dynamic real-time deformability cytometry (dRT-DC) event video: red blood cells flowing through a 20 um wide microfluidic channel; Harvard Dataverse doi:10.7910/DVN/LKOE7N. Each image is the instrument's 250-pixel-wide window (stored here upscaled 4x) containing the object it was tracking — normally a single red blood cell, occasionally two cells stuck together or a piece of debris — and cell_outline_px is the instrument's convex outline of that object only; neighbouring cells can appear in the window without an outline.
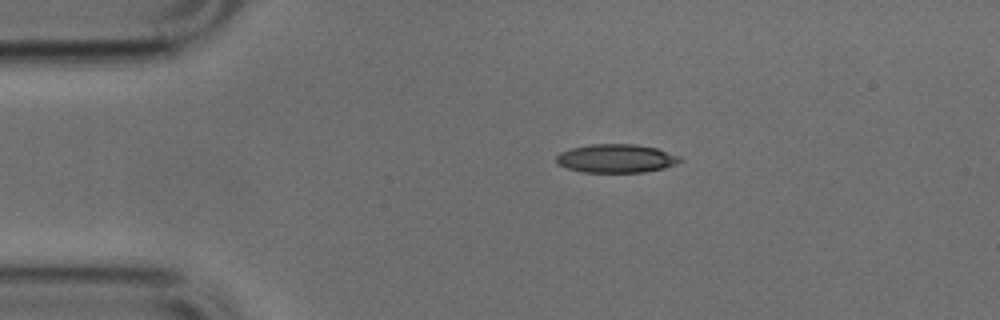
{"species": "common noctule bat (a hibernating species)", "species_latin": "Nyctalus noctula", "temperature_condition": "cold", "stored_images_in_passage": 44, "camera_frame_rate_fps": 3000, "um_per_image_px": 0.085, "animal": {"sex": "male", "body_mass_g": 17.9, "forearm_length_mm": 54.2}, "frame": {"image": 1, "passage_image": 10, "time_ms": 3.0, "image_size_px": [1000, 320], "cell_outline_px": [[684, 160], [676, 164], [664, 168], [644, 172], [584, 172], [568, 168], [556, 164], [556, 156], [560, 152], [572, 148], [592, 144], [636, 144], [656, 148], [680, 156]], "centroid_in_image_um": [52.39, 13.47], "position_along_channel_um": 32.6, "area_um2": 20.58}}
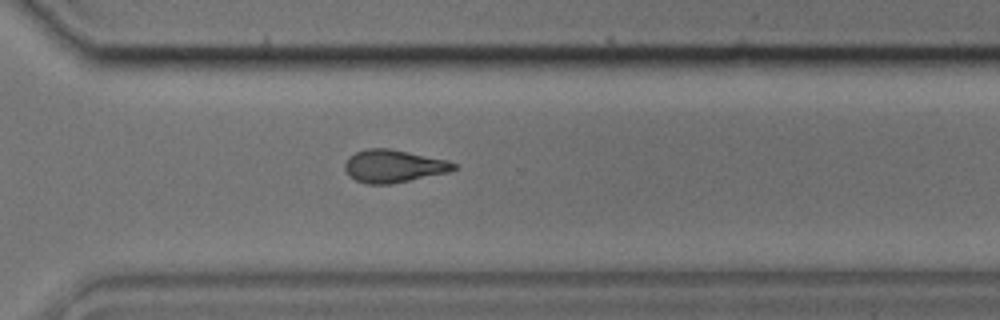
{"frame": {"image": 2, "passage_image": 36, "time_ms": 11.667, "image_size_px": [1000, 320], "cell_outline_px": [[460, 168], [448, 172], [392, 184], [368, 184], [356, 180], [348, 176], [344, 168], [344, 164], [348, 156], [356, 152], [368, 148], [388, 148], [448, 160], [456, 164]], "centroid_in_image_um": [33.44, 14.12], "position_along_channel_um": 337.2, "area_um2": 20.87}}
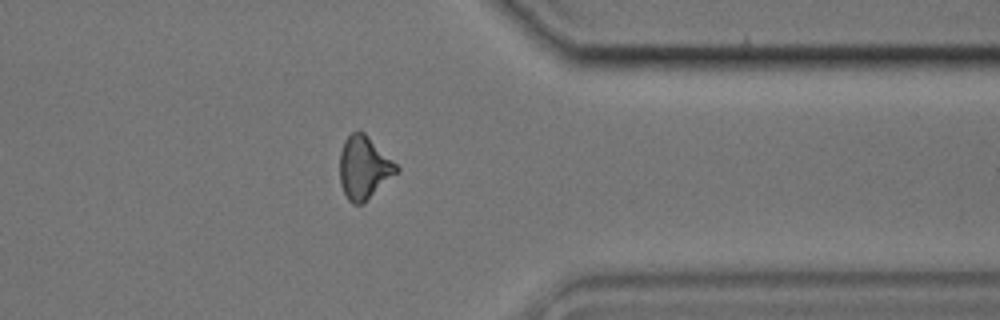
{"frame": {"image": 3, "passage_image": 40, "time_ms": 13.0, "image_size_px": [1000, 320], "cell_outline_px": [[400, 172], [364, 204], [352, 204], [348, 200], [340, 184], [340, 152], [344, 140], [352, 132], [360, 128], [400, 168]], "centroid_in_image_um": [30.95, 14.27], "position_along_channel_um": 380.5, "area_um2": 21.15}}